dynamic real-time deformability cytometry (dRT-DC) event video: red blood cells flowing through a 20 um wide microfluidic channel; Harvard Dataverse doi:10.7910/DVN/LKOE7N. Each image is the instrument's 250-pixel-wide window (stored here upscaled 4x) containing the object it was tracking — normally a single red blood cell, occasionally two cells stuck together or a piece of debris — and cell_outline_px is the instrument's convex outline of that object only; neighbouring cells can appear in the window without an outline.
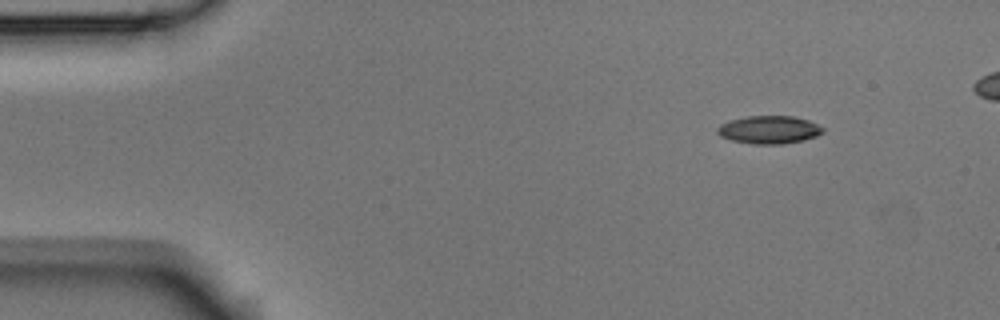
{"species": "Egyptian fruit bat (a non-hibernating species)", "species_latin": "Rousettus aegyptiacus", "temperature_condition": "room temperature", "stored_images_in_passage": 4, "camera_frame_rate_fps": 3000, "um_per_image_px": 0.085, "animal": {"sex": "male"}, "frame": {"image": 1, "passage_image": 2, "time_ms": 0.333, "image_size_px": [1000, 320], "cell_outline_px": [[824, 132], [816, 136], [804, 140], [784, 144], [752, 144], [732, 140], [720, 136], [716, 132], [716, 128], [720, 124], [732, 120], [748, 116], [792, 116], [808, 120], [824, 128]], "centroid_in_image_um": [65.37, 11.03], "position_along_channel_um": 19.6, "area_um2": 17.17}}